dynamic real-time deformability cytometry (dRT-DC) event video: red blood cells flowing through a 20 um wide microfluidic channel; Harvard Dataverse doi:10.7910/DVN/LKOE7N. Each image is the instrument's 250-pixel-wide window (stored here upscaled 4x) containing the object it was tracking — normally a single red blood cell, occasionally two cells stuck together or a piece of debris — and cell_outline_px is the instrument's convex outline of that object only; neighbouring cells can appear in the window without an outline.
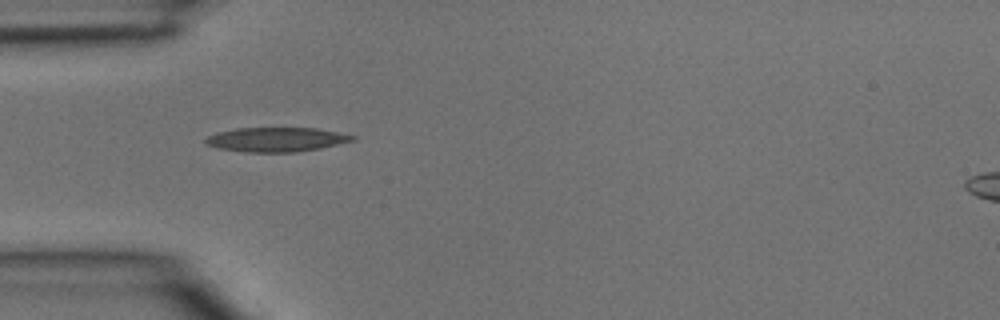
{"species": "common noctule bat (a hibernating species)", "species_latin": "Nyctalus noctula", "temperature_condition": "room temperature", "stored_images_in_passage": 1, "camera_frame_rate_fps": 3000, "um_per_image_px": 0.085, "animal": {"sex": "male", "body_mass_g": 15.6}, "frame": {"image": 1, "passage_image": 1, "time_ms": 0.0, "image_size_px": [1000, 320], "cell_outline_px": [[356, 140], [320, 148], [296, 152], [244, 152], [216, 148], [208, 144], [204, 140], [208, 136], [216, 132], [236, 128], [316, 128], [356, 136]], "centroid_in_image_um": [23.47, 11.86], "position_along_channel_um": 61.5, "area_um2": 20.81}}